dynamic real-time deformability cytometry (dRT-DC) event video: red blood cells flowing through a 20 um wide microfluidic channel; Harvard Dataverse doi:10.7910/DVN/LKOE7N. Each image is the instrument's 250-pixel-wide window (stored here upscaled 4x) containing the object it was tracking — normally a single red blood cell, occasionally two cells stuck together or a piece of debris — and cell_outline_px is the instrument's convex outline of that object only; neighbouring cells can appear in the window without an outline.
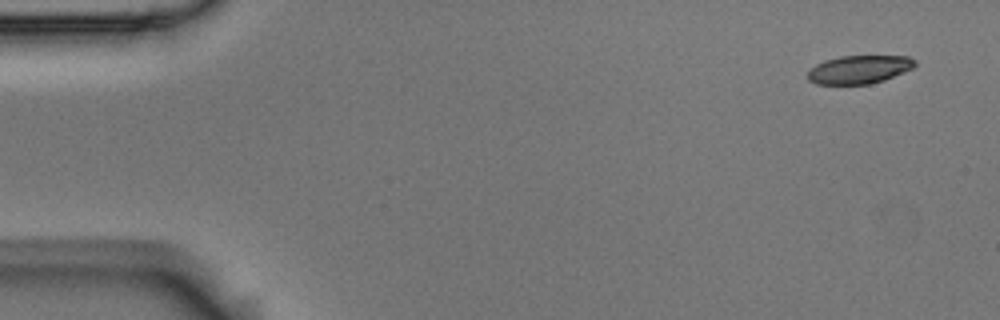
{"species": "Egyptian fruit bat (a non-hibernating species)", "species_latin": "Rousettus aegyptiacus", "temperature_condition": "room temperature", "stored_images_in_passage": 4, "segment_of_instrument_passage": [2, 2], "camera_frame_rate_fps": 3000, "um_per_image_px": 0.085, "animal": {"sex": "male"}, "frame": {"image": 1, "passage_image": 4, "time_ms": 1.0, "image_size_px": [1000, 320], "cell_outline_px": [[916, 64], [912, 68], [904, 72], [884, 80], [868, 84], [816, 84], [808, 80], [808, 72], [816, 64], [824, 60], [840, 56], [908, 56], [916, 60]], "centroid_in_image_um": [73.03, 5.9], "position_along_channel_um": 12.0, "area_um2": 17.63}}